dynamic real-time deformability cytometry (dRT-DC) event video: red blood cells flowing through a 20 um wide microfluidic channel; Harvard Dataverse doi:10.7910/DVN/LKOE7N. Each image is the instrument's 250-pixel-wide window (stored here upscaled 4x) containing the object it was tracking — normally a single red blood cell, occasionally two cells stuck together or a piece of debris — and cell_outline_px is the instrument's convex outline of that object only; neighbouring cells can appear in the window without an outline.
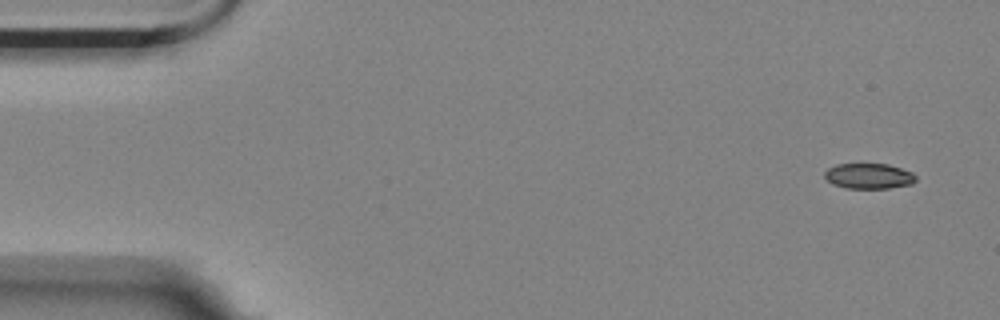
{"species": "Egyptian fruit bat (a non-hibernating species)", "species_latin": "Rousettus aegyptiacus", "temperature_condition": "room temperature", "stored_images_in_passage": 4, "camera_frame_rate_fps": 3000, "um_per_image_px": 0.085, "animal": {"sex": "female"}, "frame": {"image": 1, "passage_image": 1, "time_ms": 0.0, "image_size_px": [1000, 320], "cell_outline_px": [[916, 180], [912, 184], [888, 188], [844, 188], [832, 184], [824, 176], [824, 172], [828, 168], [836, 164], [888, 164], [912, 172], [916, 176]], "centroid_in_image_um": [73.84, 14.96], "position_along_channel_um": 11.2, "area_um2": 13.53}}
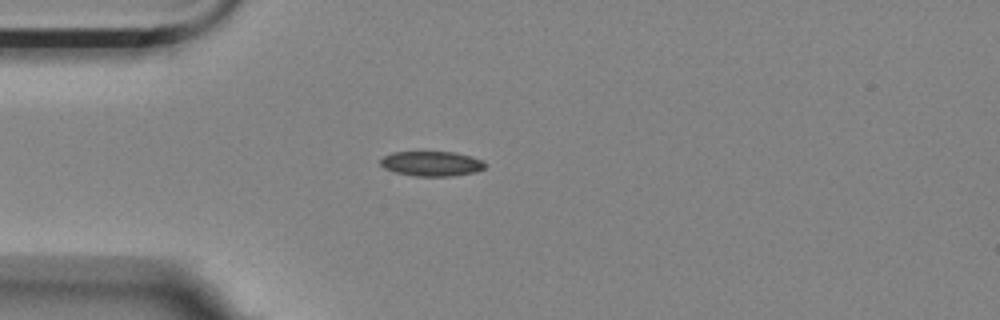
{"frame": {"image": 2, "passage_image": 4, "time_ms": 1.0, "image_size_px": [1000, 320], "cell_outline_px": [[484, 168], [476, 172], [452, 176], [416, 176], [396, 172], [384, 168], [380, 164], [380, 160], [384, 156], [392, 152], [456, 152], [472, 156], [480, 160], [484, 164]], "centroid_in_image_um": [36.67, 13.91], "position_along_channel_um": 48.3, "area_um2": 15.09}}